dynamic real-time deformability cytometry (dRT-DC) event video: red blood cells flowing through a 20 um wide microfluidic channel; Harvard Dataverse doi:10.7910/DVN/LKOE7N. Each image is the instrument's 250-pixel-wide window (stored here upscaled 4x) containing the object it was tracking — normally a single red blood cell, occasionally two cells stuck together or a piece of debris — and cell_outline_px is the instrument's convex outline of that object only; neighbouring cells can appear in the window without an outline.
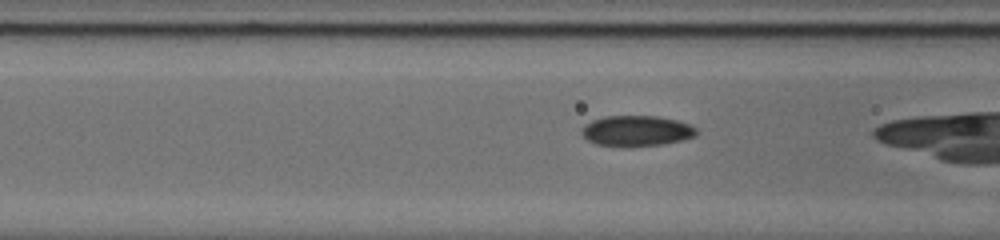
{"species": "common noctule bat (a hibernating species)", "species_latin": "Nyctalus noctula", "temperature_condition": "cold", "stored_images_in_passage": 27, "camera_frame_rate_fps": 3000, "um_per_image_px": 0.085, "animal": {"sex": "male", "body_mass_g": 20.0, "forearm_length_mm": 53.3}, "frame": {"image": 1, "passage_image": 6, "time_ms": 1.667, "image_size_px": [1000, 240], "cell_outline_px": [[696, 136], [680, 140], [660, 144], [596, 144], [588, 140], [580, 132], [580, 128], [584, 124], [592, 120], [604, 116], [656, 116], [676, 120], [688, 124], [696, 128]], "centroid_in_image_um": [54.07, 11.08], "position_along_channel_um": 112.5, "area_um2": 19.71}}
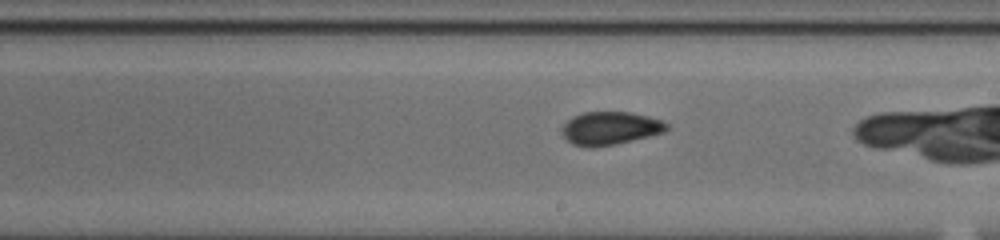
{"frame": {"image": 2, "passage_image": 16, "time_ms": 5.0, "image_size_px": [1000, 240], "cell_outline_px": [[668, 128], [664, 132], [648, 136], [612, 144], [588, 148], [572, 144], [564, 136], [560, 128], [572, 116], [584, 112], [628, 112], [648, 116], [664, 120], [668, 124]], "centroid_in_image_um": [51.85, 10.89], "position_along_channel_um": 237.2, "area_um2": 20.06}}
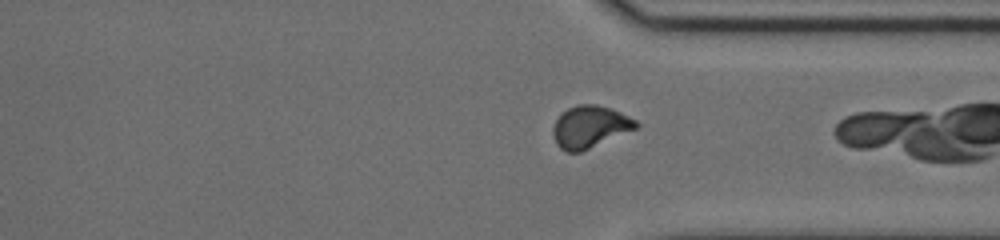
{"frame": {"image": 3, "passage_image": 26, "time_ms": 8.333, "image_size_px": [1000, 240], "cell_outline_px": [[640, 124], [636, 128], [580, 152], [568, 152], [560, 148], [556, 144], [552, 132], [552, 128], [556, 120], [568, 108], [576, 104], [596, 104], [620, 112], [636, 120]], "centroid_in_image_um": [50.12, 10.77], "position_along_channel_um": 361.3, "area_um2": 20.06}}